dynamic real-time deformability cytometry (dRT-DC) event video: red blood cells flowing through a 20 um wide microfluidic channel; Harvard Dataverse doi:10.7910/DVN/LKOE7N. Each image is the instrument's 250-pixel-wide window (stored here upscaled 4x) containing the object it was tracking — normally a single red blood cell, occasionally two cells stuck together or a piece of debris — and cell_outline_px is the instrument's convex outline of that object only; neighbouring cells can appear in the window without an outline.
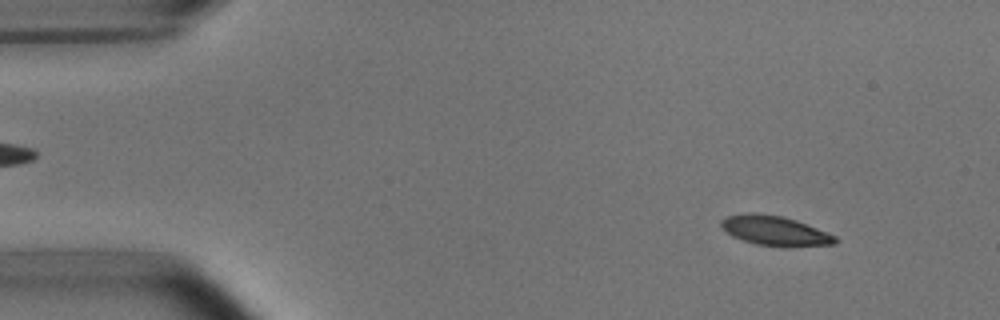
{"species": "common noctule bat (a hibernating species)", "species_latin": "Nyctalus noctula", "temperature_condition": "room temperature", "stored_images_in_passage": 52, "camera_frame_rate_fps": 3000, "um_per_image_px": 0.085, "animal": {"sex": "male", "body_mass_g": 15.6}, "frame": {"image": 1, "passage_image": 5, "time_ms": 1.333, "image_size_px": [1000, 320], "cell_outline_px": [[840, 240], [836, 244], [784, 248], [756, 244], [732, 236], [720, 224], [720, 220], [728, 216], [740, 212], [752, 212], [784, 216], [796, 220], [836, 236]], "centroid_in_image_um": [65.9, 19.62], "position_along_channel_um": 19.1, "area_um2": 20.06}}
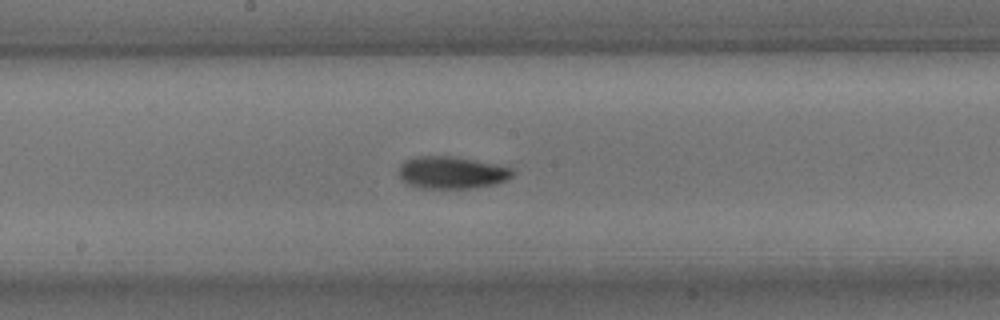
{"frame": {"image": 2, "passage_image": 27, "time_ms": 8.667, "image_size_px": [1000, 320], "cell_outline_px": [[516, 172], [512, 176], [496, 184], [472, 188], [420, 188], [408, 184], [400, 180], [400, 164], [404, 160], [416, 156], [452, 156], [496, 164], [512, 168]], "centroid_in_image_um": [38.38, 14.67], "position_along_channel_um": 209.8, "area_um2": 21.44}}
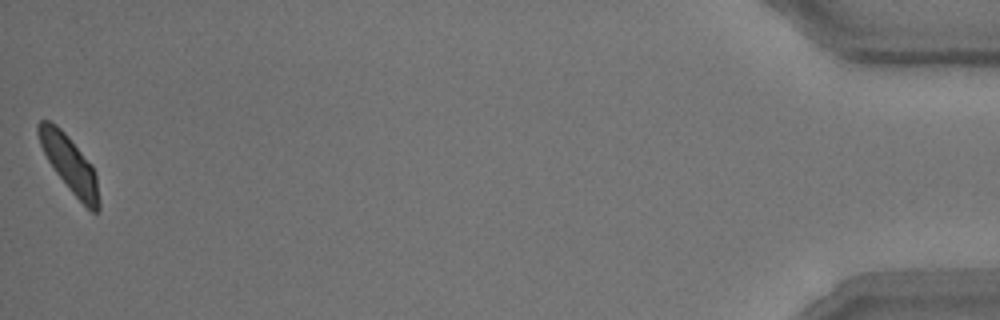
{"frame": {"image": 3, "passage_image": 52, "time_ms": 17.0, "image_size_px": [1000, 320], "cell_outline_px": [[100, 208], [96, 212], [92, 212], [72, 192], [56, 172], [48, 160], [40, 144], [36, 132], [36, 124], [40, 120], [48, 120], [56, 124], [68, 136], [92, 164], [96, 176], [100, 200]], "centroid_in_image_um": [5.91, 13.9], "position_along_channel_um": 429.3, "area_um2": 19.65}, "authors_computed_cell_mechanics": {"area_um2": 20.2011, "velocity_mm_per_s": 3.7717, "shape_relaxation_time_tau1_ms": 3.354, "shape_relaxation_time_tau2_ms": 2.2064, "deformation_change_tau1": 0.1261, "deformation_change_tau2": 0.0502}}